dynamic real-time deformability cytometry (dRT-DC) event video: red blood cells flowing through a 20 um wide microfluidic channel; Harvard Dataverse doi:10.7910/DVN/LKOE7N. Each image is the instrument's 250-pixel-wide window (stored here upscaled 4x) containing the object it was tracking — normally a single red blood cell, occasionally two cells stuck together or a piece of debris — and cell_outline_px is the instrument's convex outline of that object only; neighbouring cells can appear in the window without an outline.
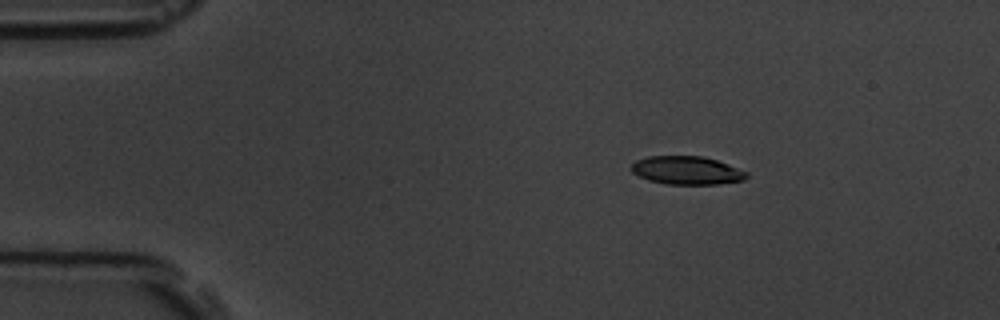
{"species": "common noctule bat (a hibernating species)", "species_latin": "Nyctalus noctula", "temperature_condition": "room temperature", "stored_images_in_passage": 3, "camera_frame_rate_fps": 3000, "um_per_image_px": 0.085, "animal": {"sex": "male", "body_mass_g": 19.5, "forearm_length_mm": 54.6}, "frame": {"image": 1, "passage_image": 1, "time_ms": 0.0, "image_size_px": [1000, 320], "cell_outline_px": [[748, 176], [744, 180], [716, 184], [668, 184], [648, 180], [632, 172], [632, 164], [636, 160], [648, 156], [704, 156], [728, 164], [748, 172]], "centroid_in_image_um": [58.39, 14.48], "position_along_channel_um": 26.6, "area_um2": 18.9}}